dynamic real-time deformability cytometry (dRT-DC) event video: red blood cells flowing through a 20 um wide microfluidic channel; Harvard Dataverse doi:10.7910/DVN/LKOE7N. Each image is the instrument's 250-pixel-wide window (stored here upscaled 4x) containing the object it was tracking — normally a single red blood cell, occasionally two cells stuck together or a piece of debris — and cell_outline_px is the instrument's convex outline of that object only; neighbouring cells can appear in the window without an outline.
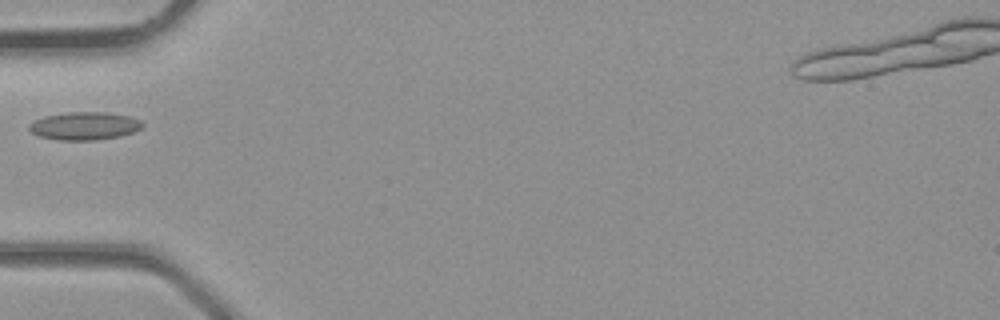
{"species": "common noctule bat (a hibernating species)", "species_latin": "Nyctalus noctula", "temperature_condition": "room temperature", "stored_images_in_passage": 3, "camera_frame_rate_fps": 3000, "um_per_image_px": 0.085, "animal": {"sex": "male", "body_mass_g": 23.1, "forearm_length_mm": 52.7}, "frame": {"image": 1, "passage_image": 3, "time_ms": 0.667, "image_size_px": [1000, 320], "cell_outline_px": [[144, 124], [140, 128], [132, 132], [120, 136], [96, 140], [56, 140], [40, 136], [32, 132], [28, 128], [28, 124], [32, 120], [44, 116], [68, 112], [104, 112], [128, 116], [140, 120]], "centroid_in_image_um": [7.13, 10.7], "position_along_channel_um": 77.9, "area_um2": 18.44}}